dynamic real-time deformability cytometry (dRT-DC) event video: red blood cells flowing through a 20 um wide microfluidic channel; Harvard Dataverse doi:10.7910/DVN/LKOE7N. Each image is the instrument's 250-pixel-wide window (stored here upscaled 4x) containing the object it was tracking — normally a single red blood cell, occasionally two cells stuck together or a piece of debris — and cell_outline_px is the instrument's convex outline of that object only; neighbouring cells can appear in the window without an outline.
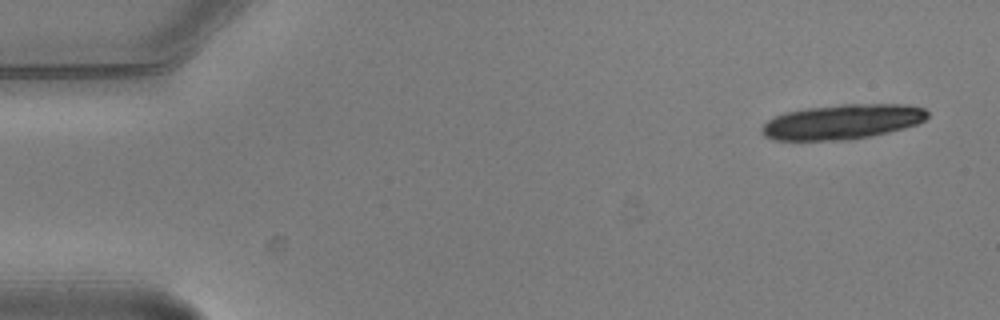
{"species": "common noctule bat (a hibernating species)", "species_latin": "Nyctalus noctula", "temperature_condition": "warm", "stored_images_in_passage": 6, "camera_frame_rate_fps": 3000, "um_per_image_px": 0.085, "animal": {"sex": "male", "body_mass_g": 20.5, "forearm_length_mm": 52.5}, "frame": {"image": 1, "passage_image": 1, "time_ms": 0.0, "image_size_px": [1000, 320], "cell_outline_px": [[928, 116], [924, 120], [916, 124], [904, 128], [888, 132], [848, 140], [772, 140], [764, 136], [760, 132], [760, 128], [768, 120], [784, 112], [808, 108], [844, 104], [908, 104], [924, 108], [928, 112]], "centroid_in_image_um": [71.58, 10.35], "position_along_channel_um": 13.4, "area_um2": 33.7}}